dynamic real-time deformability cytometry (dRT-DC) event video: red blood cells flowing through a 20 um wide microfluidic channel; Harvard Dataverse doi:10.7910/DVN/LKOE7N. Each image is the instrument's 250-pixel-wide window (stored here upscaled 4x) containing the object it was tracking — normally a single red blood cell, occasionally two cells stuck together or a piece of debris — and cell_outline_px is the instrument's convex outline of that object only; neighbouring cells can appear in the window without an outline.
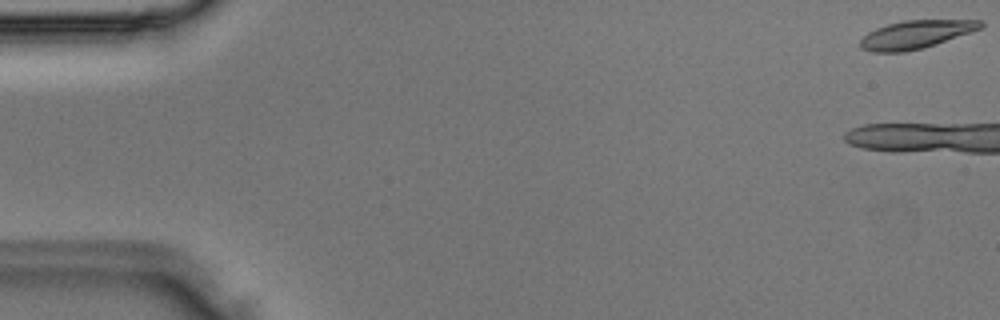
{"species": "Egyptian fruit bat (a non-hibernating species)", "species_latin": "Rousettus aegyptiacus", "temperature_condition": "room temperature", "stored_images_in_passage": 6, "camera_frame_rate_fps": 3000, "um_per_image_px": 0.085, "animal": {"sex": "male"}, "frame": {"image": 1, "passage_image": 1, "time_ms": 0.0, "image_size_px": [1000, 320], "cell_outline_px": [[984, 28], [924, 48], [904, 52], [872, 52], [860, 48], [860, 40], [868, 32], [876, 28], [888, 24], [904, 20], [984, 20]], "centroid_in_image_um": [77.88, 2.93], "position_along_channel_um": 7.1, "area_um2": 19.88}}